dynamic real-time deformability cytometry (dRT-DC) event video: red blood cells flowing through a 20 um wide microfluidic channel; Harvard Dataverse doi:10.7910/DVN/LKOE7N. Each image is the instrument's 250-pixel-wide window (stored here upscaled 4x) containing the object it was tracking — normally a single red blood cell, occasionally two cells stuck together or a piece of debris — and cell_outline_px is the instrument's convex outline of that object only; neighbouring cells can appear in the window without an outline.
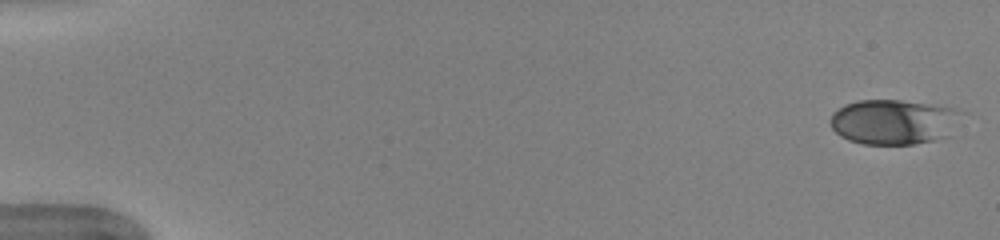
{"species": "human", "species_latin": "Homo sapiens", "temperature_condition": "warm", "stored_images_in_passage": 51, "camera_frame_rate_fps": 3000, "um_per_image_px": 0.085, "donor": {"sex": "female"}, "frame": {"image": 1, "passage_image": 1, "time_ms": 0.0, "image_size_px": [1000, 240], "cell_outline_px": [[956, 112], [948, 136], [932, 140], [912, 144], [864, 144], [848, 140], [840, 136], [832, 128], [828, 120], [832, 112], [844, 104], [856, 100], [900, 100], [936, 104], [956, 108]], "centroid_in_image_um": [75.81, 10.34], "position_along_channel_um": 9.2, "area_um2": 33.99}}
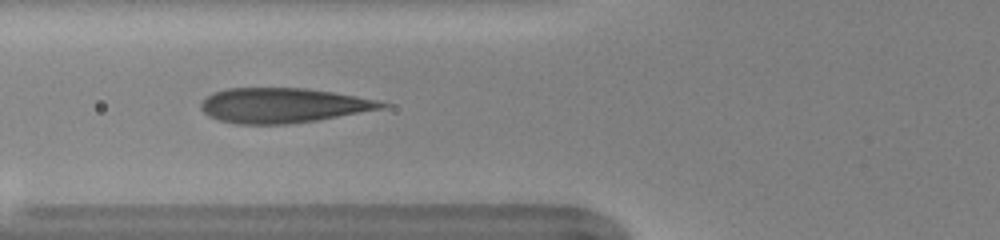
{"frame": {"image": 2, "passage_image": 20, "time_ms": 6.333, "image_size_px": [1000, 240], "cell_outline_px": [[392, 104], [384, 108], [316, 120], [284, 124], [236, 124], [220, 120], [208, 116], [200, 108], [200, 104], [212, 92], [228, 88], [304, 88], [332, 92], [380, 100]], "centroid_in_image_um": [24.05, 8.95], "position_along_channel_um": 101.7, "area_um2": 36.59}}
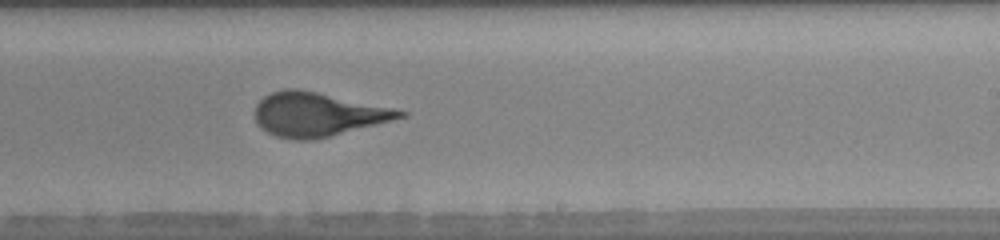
{"frame": {"image": 3, "passage_image": 32, "time_ms": 10.333, "image_size_px": [1000, 240], "cell_outline_px": [[408, 116], [312, 140], [292, 140], [276, 136], [260, 128], [256, 124], [256, 104], [264, 96], [272, 92], [284, 88], [296, 88], [316, 92], [392, 108], [408, 112]], "centroid_in_image_um": [26.94, 9.72], "position_along_channel_um": 262.1, "area_um2": 36.59}, "authors_computed_cell_mechanics": {"area_um2": 36.414, "velocity_mm_per_s": 4.0035, "shape_relaxation_time_tau1_ms": 5.1744, "shape_relaxation_time_tau2_ms": null, "deformation_change_tau1": 0.2216, "deformation_change_tau2": null}}